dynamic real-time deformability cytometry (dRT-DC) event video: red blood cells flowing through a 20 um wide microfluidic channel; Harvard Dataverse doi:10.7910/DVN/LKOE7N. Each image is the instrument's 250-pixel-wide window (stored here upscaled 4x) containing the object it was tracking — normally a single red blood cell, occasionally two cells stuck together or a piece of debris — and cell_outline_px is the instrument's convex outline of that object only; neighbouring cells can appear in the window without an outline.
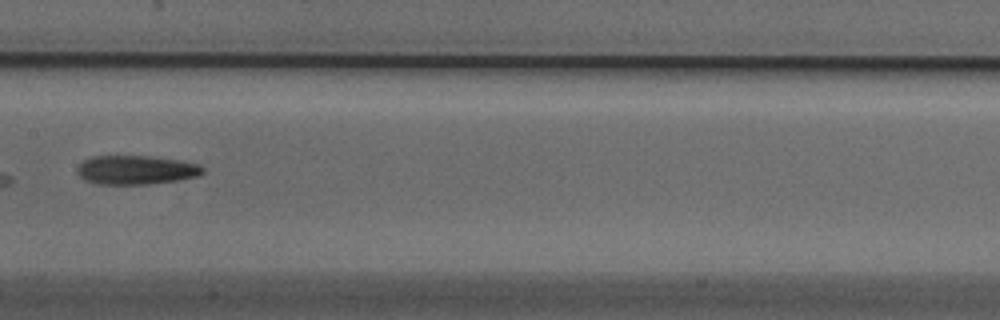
{"species": "Egyptian fruit bat (a non-hibernating species)", "species_latin": "Rousettus aegyptiacus", "temperature_condition": "cold", "stored_images_in_passage": 4, "camera_frame_rate_fps": 3000, "um_per_image_px": 0.085, "animal": {"sex": "male"}, "frame": {"image": 1, "passage_image": 4, "time_ms": 1.0, "image_size_px": [1000, 320], "cell_outline_px": [[204, 172], [200, 176], [180, 180], [148, 184], [96, 184], [84, 180], [76, 172], [76, 168], [84, 160], [92, 156], [152, 156], [180, 160], [200, 164], [204, 168]], "centroid_in_image_um": [11.59, 14.44], "position_along_channel_um": 195.8, "area_um2": 21.5}}